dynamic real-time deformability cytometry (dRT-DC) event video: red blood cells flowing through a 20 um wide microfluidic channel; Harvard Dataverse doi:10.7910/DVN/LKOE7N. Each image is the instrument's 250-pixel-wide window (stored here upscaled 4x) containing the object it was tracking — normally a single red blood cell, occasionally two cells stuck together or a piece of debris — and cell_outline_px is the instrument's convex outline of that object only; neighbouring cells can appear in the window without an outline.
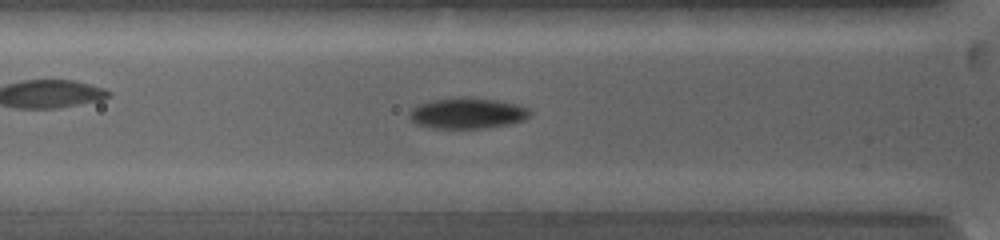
{"species": "common noctule bat (a hibernating species)", "species_latin": "Nyctalus noctula", "temperature_condition": "warm", "stored_images_in_passage": 6, "camera_frame_rate_fps": 5000, "um_per_image_px": 0.085, "animal": {"sex": "female", "body_mass_g": 19.0, "forearm_length_mm": 53.3}, "frame": {"image": 1, "passage_image": 6, "time_ms": 2.6, "image_size_px": [1000, 240], "cell_outline_px": [[532, 112], [524, 120], [508, 124], [484, 128], [432, 128], [416, 124], [408, 120], [408, 112], [412, 108], [420, 104], [432, 100], [460, 96], [496, 100], [516, 104], [528, 108]], "centroid_in_image_um": [39.67, 9.62], "position_along_channel_um": 86.1, "area_um2": 21.79}}